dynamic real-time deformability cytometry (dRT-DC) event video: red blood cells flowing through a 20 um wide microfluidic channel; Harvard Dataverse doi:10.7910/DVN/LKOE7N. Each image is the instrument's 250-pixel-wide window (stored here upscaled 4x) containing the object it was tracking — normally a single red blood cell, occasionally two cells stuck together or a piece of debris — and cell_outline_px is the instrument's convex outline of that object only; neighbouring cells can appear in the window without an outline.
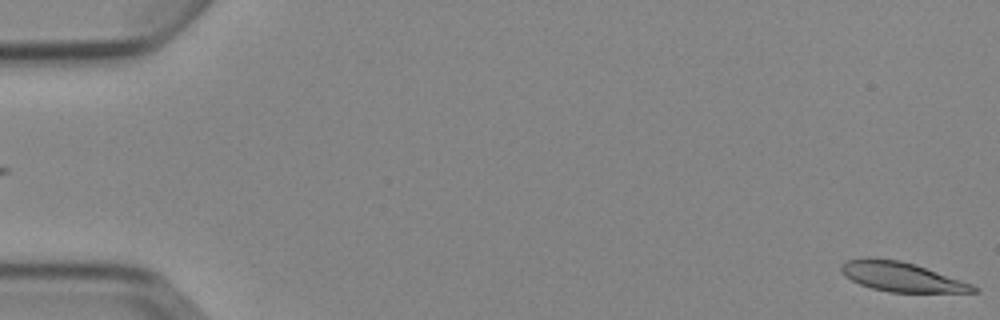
{"species": "Egyptian fruit bat (a non-hibernating species)", "species_latin": "Rousettus aegyptiacus", "temperature_condition": "cold", "stored_images_in_passage": 5, "segment_of_instrument_passage": [2, 2], "camera_frame_rate_fps": 3000, "um_per_image_px": 0.085, "animal": {"sex": "female"}, "frame": {"image": 1, "passage_image": 5, "time_ms": 5.0, "image_size_px": [1000, 320], "cell_outline_px": [[980, 292], [888, 292], [872, 288], [860, 284], [844, 276], [840, 272], [840, 264], [848, 260], [868, 256], [900, 260], [916, 264], [972, 284], [980, 288]], "centroid_in_image_um": [76.6, 23.51], "position_along_channel_um": 8.4, "area_um2": 22.95}}